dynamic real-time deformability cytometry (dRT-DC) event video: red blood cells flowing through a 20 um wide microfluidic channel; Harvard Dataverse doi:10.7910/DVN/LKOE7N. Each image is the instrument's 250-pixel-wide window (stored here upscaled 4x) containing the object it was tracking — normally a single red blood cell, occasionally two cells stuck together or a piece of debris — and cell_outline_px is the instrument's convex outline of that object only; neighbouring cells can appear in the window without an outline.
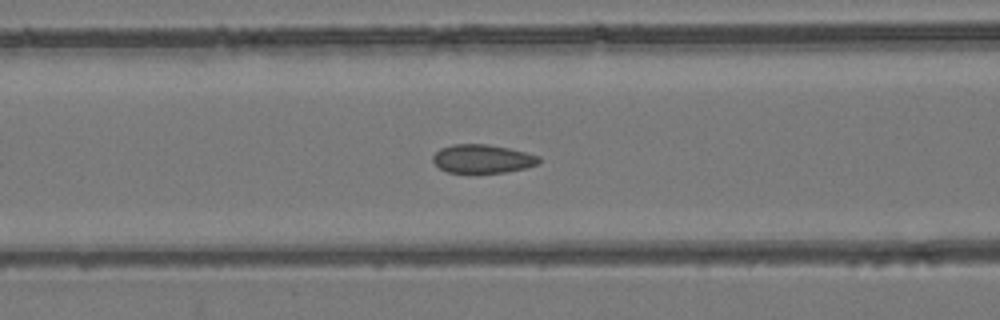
{"species": "common noctule bat (a hibernating species)", "species_latin": "Nyctalus noctula", "temperature_condition": "room temperature", "stored_images_in_passage": 33, "camera_frame_rate_fps": 3000, "um_per_image_px": 0.085, "animal": {"sex": "female", "body_mass_g": 24.6, "forearm_length_mm": 56.2}, "frame": {"image": 1, "passage_image": 17, "time_ms": 5.333, "image_size_px": [1000, 320], "cell_outline_px": [[540, 164], [524, 168], [504, 172], [448, 172], [440, 168], [432, 160], [432, 156], [440, 148], [452, 144], [488, 144], [508, 148], [540, 156]], "centroid_in_image_um": [41.01, 13.48], "position_along_channel_um": 125.6, "area_um2": 17.51}}
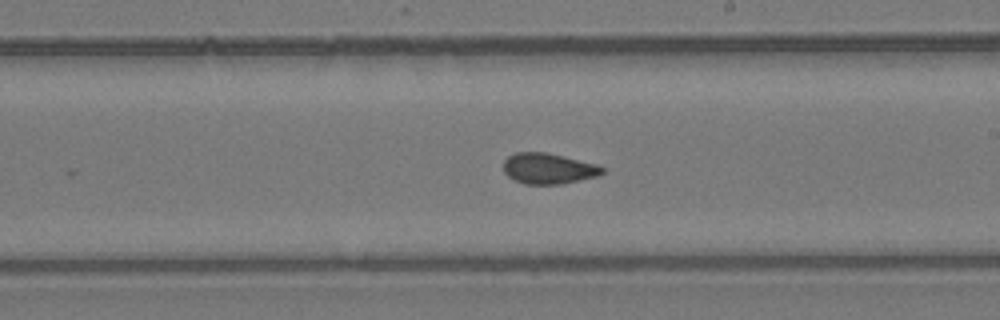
{"frame": {"image": 2, "passage_image": 26, "time_ms": 8.333, "image_size_px": [1000, 320], "cell_outline_px": [[604, 172], [596, 176], [560, 184], [524, 184], [512, 180], [504, 172], [504, 160], [508, 156], [516, 152], [544, 152], [600, 164], [604, 168]], "centroid_in_image_um": [46.6, 14.32], "position_along_channel_um": 242.4, "area_um2": 17.74}}
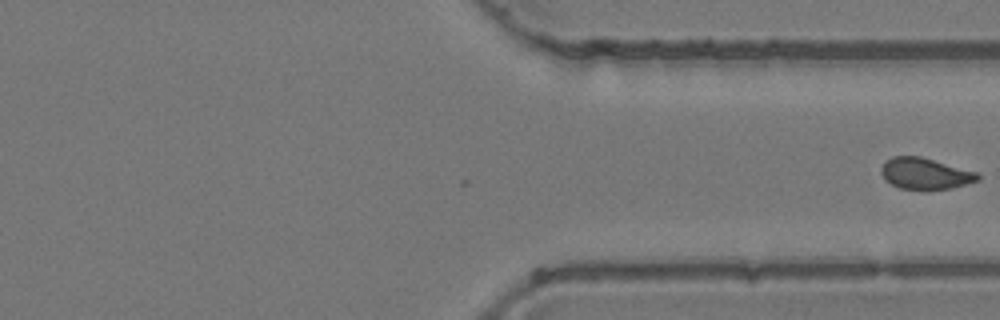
{"frame": {"image": 3, "passage_image": 33, "time_ms": 10.667, "image_size_px": [1000, 320], "cell_outline_px": [[980, 180], [952, 188], [928, 192], [920, 192], [900, 188], [884, 180], [880, 172], [880, 168], [884, 160], [892, 156], [920, 156], [976, 172], [980, 176]], "centroid_in_image_um": [78.59, 14.79], "position_along_channel_um": 332.8, "area_um2": 18.26}}